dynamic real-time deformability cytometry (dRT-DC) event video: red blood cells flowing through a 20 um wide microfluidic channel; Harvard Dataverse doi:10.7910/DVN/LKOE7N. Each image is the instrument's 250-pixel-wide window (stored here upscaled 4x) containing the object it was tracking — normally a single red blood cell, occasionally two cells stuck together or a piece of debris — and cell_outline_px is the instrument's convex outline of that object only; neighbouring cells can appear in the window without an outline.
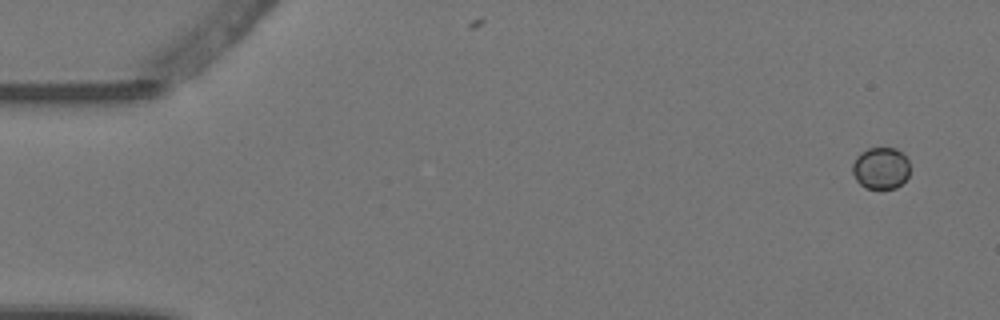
{"species": "Egyptian fruit bat (a non-hibernating species)", "species_latin": "Rousettus aegyptiacus", "temperature_condition": "warm", "stored_images_in_passage": 5, "camera_frame_rate_fps": 3000, "um_per_image_px": 0.085, "animal": {"sex": "female"}, "frame": {"image": 1, "passage_image": 1, "time_ms": 0.0, "image_size_px": [1000, 320], "cell_outline_px": [[908, 176], [896, 188], [880, 192], [864, 188], [856, 180], [852, 172], [852, 164], [856, 156], [860, 152], [868, 148], [896, 148], [908, 160]], "centroid_in_image_um": [74.82, 14.34], "position_along_channel_um": 10.2, "area_um2": 14.39}}
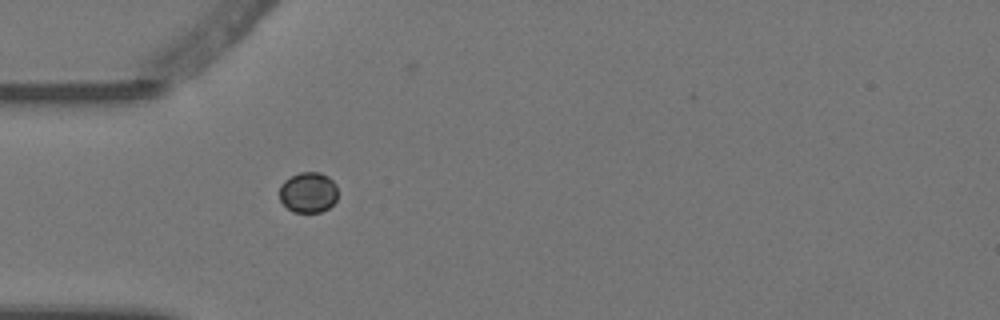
{"frame": {"image": 2, "passage_image": 5, "time_ms": 1.333, "image_size_px": [1000, 320], "cell_outline_px": [[336, 200], [328, 208], [320, 212], [292, 212], [280, 200], [280, 184], [284, 180], [300, 172], [320, 172], [328, 176], [336, 184]], "centroid_in_image_um": [26.19, 16.34], "position_along_channel_um": 58.8, "area_um2": 13.76}}